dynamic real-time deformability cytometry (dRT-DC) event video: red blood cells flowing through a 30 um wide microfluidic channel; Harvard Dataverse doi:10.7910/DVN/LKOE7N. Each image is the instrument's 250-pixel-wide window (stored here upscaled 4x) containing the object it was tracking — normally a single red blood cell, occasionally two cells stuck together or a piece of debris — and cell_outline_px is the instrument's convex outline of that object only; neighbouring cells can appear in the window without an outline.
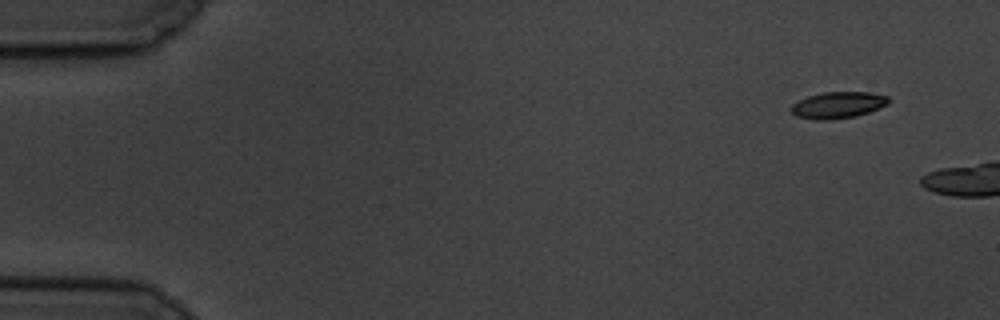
{"species": "common noctule bat (a hibernating species)", "species_latin": "Nyctalus noctula", "temperature_condition": "cold", "stored_images_in_passage": 45, "camera_frame_rate_fps": 3000, "um_per_image_px": 0.085, "animal": {"sex": "male", "body_mass_g": 19.5, "forearm_length_mm": 54.6}, "frame": {"image": 1, "passage_image": 1, "time_ms": 0.0, "image_size_px": [1000, 320], "cell_outline_px": [[892, 100], [888, 104], [868, 112], [856, 116], [828, 120], [816, 120], [796, 116], [788, 108], [792, 104], [808, 96], [824, 92], [872, 92], [888, 96]], "centroid_in_image_um": [71.24, 8.92], "position_along_channel_um": 13.8, "area_um2": 15.14}}
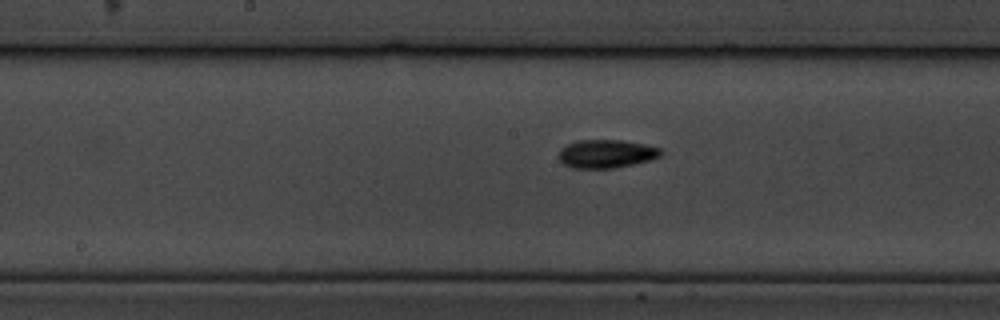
{"frame": {"image": 2, "passage_image": 27, "time_ms": 8.667, "image_size_px": [1000, 320], "cell_outline_px": [[664, 152], [660, 156], [652, 160], [612, 168], [572, 168], [564, 164], [560, 160], [560, 148], [576, 140], [620, 140], [648, 144], [660, 148]], "centroid_in_image_um": [51.58, 13.06], "position_along_channel_um": 196.6, "area_um2": 16.94}}
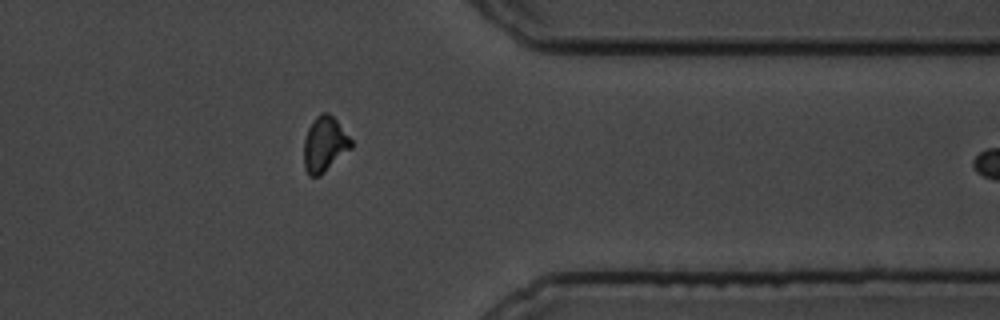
{"frame": {"image": 3, "passage_image": 44, "time_ms": 14.333, "image_size_px": [1000, 320], "cell_outline_px": [[352, 148], [320, 176], [308, 176], [304, 168], [304, 140], [308, 128], [316, 116], [320, 112], [328, 112], [336, 120], [352, 140]], "centroid_in_image_um": [27.58, 12.27], "position_along_channel_um": 383.8, "area_um2": 15.26}}